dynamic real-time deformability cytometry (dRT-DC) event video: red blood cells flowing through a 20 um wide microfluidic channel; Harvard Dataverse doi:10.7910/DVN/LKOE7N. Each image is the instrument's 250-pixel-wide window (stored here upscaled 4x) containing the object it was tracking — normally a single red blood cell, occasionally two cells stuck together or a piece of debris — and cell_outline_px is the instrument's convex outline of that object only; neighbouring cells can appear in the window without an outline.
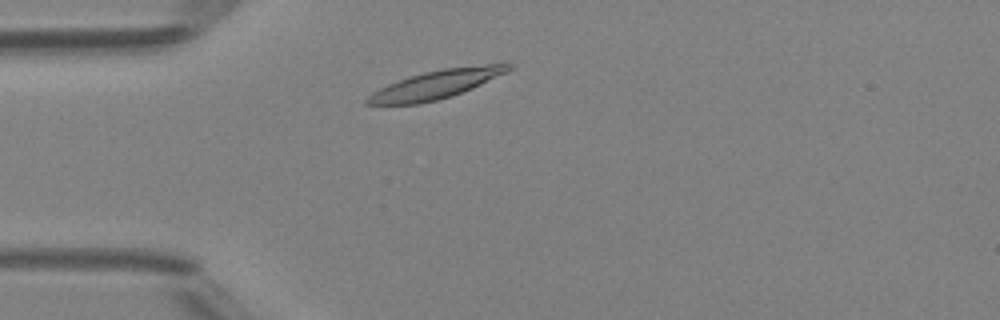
{"species": "Egyptian fruit bat (a non-hibernating species)", "species_latin": "Rousettus aegyptiacus", "temperature_condition": "room temperature", "stored_images_in_passage": 42, "camera_frame_rate_fps": 3000, "um_per_image_px": 0.085, "animal": {"sex": "female"}, "frame": {"image": 1, "passage_image": 6, "time_ms": 1.667, "image_size_px": [1000, 320], "cell_outline_px": [[512, 68], [472, 88], [436, 100], [420, 104], [364, 104], [364, 100], [372, 92], [388, 84], [424, 72], [444, 68], [484, 64], [512, 64]], "centroid_in_image_um": [36.99, 7.18], "position_along_channel_um": 48.0, "area_um2": 22.72}}
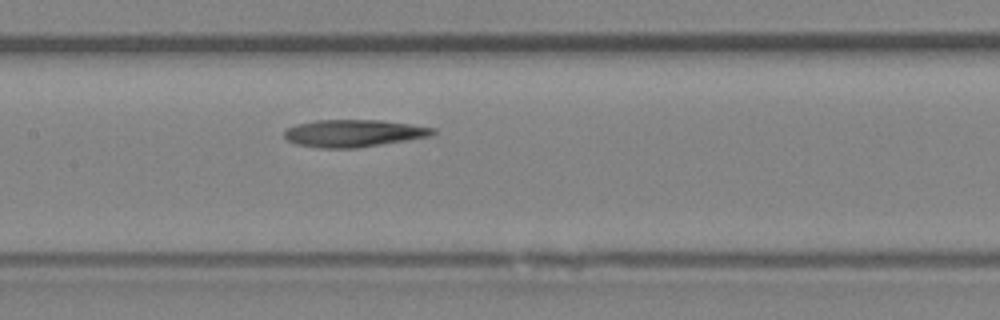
{"frame": {"image": 2, "passage_image": 17, "time_ms": 5.333, "image_size_px": [1000, 320], "cell_outline_px": [[436, 132], [432, 136], [408, 140], [356, 148], [320, 148], [296, 144], [288, 140], [284, 136], [284, 132], [288, 128], [296, 124], [316, 120], [380, 120], [436, 128]], "centroid_in_image_um": [30.07, 11.33], "position_along_channel_um": 177.3, "area_um2": 23.58}}
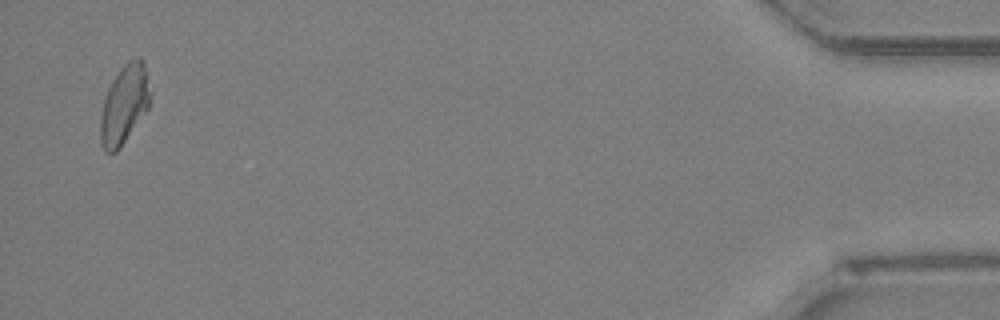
{"frame": {"image": 3, "passage_image": 41, "time_ms": 13.333, "image_size_px": [1000, 320], "cell_outline_px": [[152, 92], [148, 108], [120, 148], [116, 152], [104, 152], [100, 140], [100, 116], [104, 100], [108, 88], [112, 80], [120, 68], [128, 60], [136, 56], [140, 56], [144, 60]], "centroid_in_image_um": [10.59, 8.83], "position_along_channel_um": 424.6, "area_um2": 23.24}, "authors_computed_cell_mechanics": {"area_um2": 23.2356, "velocity_mm_per_s": 4.1448, "shape_relaxation_time_tau1_ms": 7.7584, "shape_relaxation_time_tau2_ms": null, "deformation_change_tau1": 0.1558, "deformation_change_tau2": null}}